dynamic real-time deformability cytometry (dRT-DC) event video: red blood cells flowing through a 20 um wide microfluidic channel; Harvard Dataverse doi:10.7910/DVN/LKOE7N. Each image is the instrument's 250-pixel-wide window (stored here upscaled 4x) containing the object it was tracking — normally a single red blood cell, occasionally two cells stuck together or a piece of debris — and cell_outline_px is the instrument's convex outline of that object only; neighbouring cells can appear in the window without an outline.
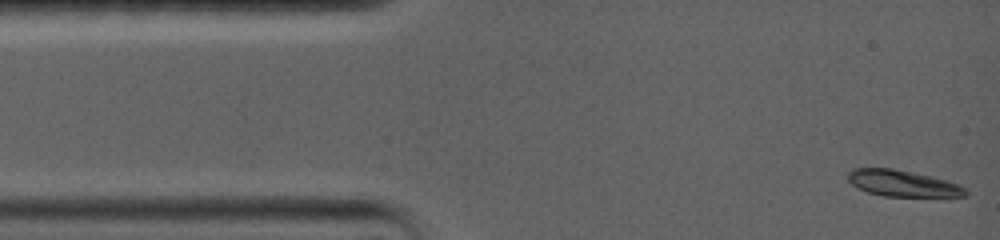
{"species": "common noctule bat (a hibernating species)", "species_latin": "Nyctalus noctula", "temperature_condition": "warm", "stored_images_in_passage": 49, "camera_frame_rate_fps": 5000, "um_per_image_px": 0.085, "animal": {"sex": "female", "body_mass_g": 19.0, "forearm_length_mm": 56.7}, "frame": {"image": 1, "passage_image": 1, "time_ms": 0.0, "image_size_px": [1000, 240], "cell_outline_px": [[968, 196], [884, 196], [868, 192], [856, 188], [848, 180], [848, 172], [852, 168], [892, 168], [912, 172], [960, 184], [968, 192]], "centroid_in_image_um": [76.69, 15.58], "position_along_channel_um": 8.3, "area_um2": 17.86}}
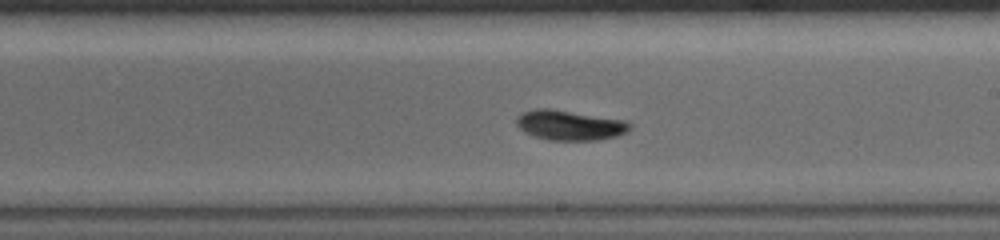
{"frame": {"image": 2, "passage_image": 28, "time_ms": 8.2, "image_size_px": [1000, 240], "cell_outline_px": [[632, 128], [628, 132], [616, 136], [600, 140], [548, 140], [524, 132], [516, 124], [516, 116], [520, 112], [536, 108], [548, 108], [628, 120], [632, 124]], "centroid_in_image_um": [48.45, 10.63], "position_along_channel_um": 240.5, "area_um2": 20.11}}
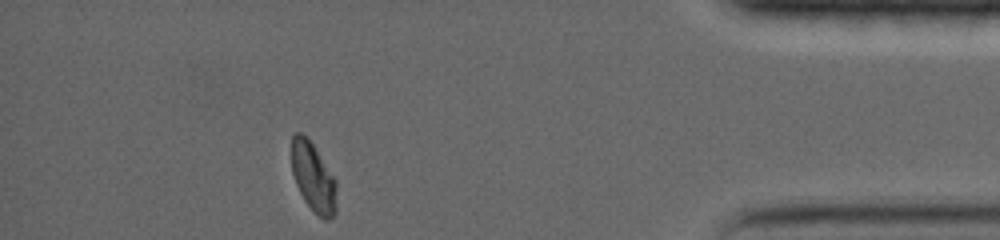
{"frame": {"image": 3, "passage_image": 49, "time_ms": 14.0, "image_size_px": [1000, 240], "cell_outline_px": [[336, 212], [328, 220], [324, 220], [312, 212], [304, 200], [296, 184], [292, 172], [292, 136], [296, 132], [300, 132], [308, 136], [336, 180]], "centroid_in_image_um": [26.63, 15.08], "position_along_channel_um": 408.6, "area_um2": 18.32}, "authors_computed_cell_mechanics": {"area_um2": 19.363, "velocity_mm_per_s": 3.7353, "shape_relaxation_time_tau1_ms": 3.01, "shape_relaxation_time_tau2_ms": 4.5692, "deformation_change_tau1": 0.1302, "deformation_change_tau2": 0.0558}}